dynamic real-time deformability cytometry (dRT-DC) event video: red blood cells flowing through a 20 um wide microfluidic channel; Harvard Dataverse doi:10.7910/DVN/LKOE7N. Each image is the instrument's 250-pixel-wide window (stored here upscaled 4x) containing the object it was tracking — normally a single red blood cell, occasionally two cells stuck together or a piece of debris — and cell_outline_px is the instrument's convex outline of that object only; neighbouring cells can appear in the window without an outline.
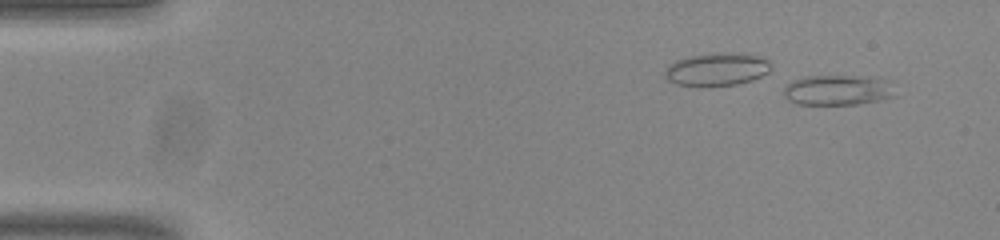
{"species": "common noctule bat (a hibernating species)", "species_latin": "Nyctalus noctula", "temperature_condition": "room temperature", "stored_images_in_passage": 14, "camera_frame_rate_fps": 3000, "um_per_image_px": 0.085, "animal": {"sex": "male", "body_mass_g": 20.0, "forearm_length_mm": 53.3}, "frame": {"image": 1, "passage_image": 3, "time_ms": 0.667, "image_size_px": [1000, 240], "cell_outline_px": [[896, 96], [880, 100], [856, 104], [796, 104], [788, 100], [784, 96], [784, 88], [792, 80], [804, 76], [848, 76], [888, 80]], "centroid_in_image_um": [71.16, 7.67], "position_along_channel_um": 13.8, "area_um2": 19.42}}